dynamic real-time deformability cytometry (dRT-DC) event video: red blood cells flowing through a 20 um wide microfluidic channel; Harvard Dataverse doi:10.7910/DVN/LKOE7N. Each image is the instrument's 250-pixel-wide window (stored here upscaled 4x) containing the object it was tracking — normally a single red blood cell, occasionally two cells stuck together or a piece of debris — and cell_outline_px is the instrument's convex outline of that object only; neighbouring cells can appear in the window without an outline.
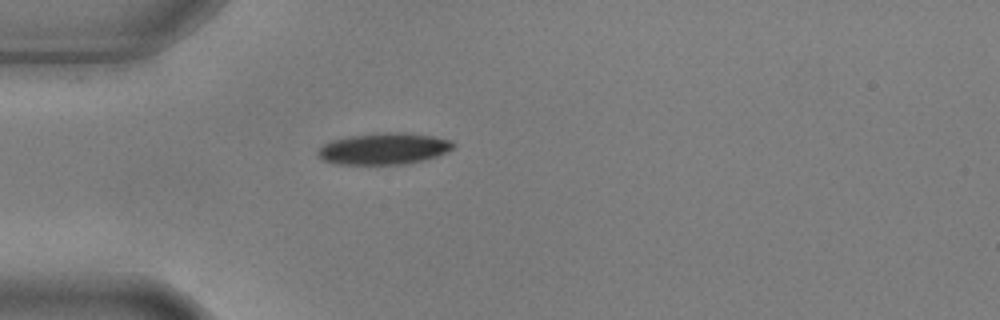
{"species": "common noctule bat (a hibernating species)", "species_latin": "Nyctalus noctula", "temperature_condition": "warm", "stored_images_in_passage": 1, "camera_frame_rate_fps": 3000, "um_per_image_px": 0.085, "animal": {"sex": "male", "body_mass_g": 17.9, "forearm_length_mm": 54.2}, "frame": {"image": 1, "passage_image": 1, "time_ms": 0.0, "image_size_px": [1000, 320], "cell_outline_px": [[456, 144], [448, 152], [440, 156], [424, 160], [404, 164], [336, 164], [324, 160], [316, 152], [324, 144], [332, 140], [352, 136], [376, 132], [404, 132], [432, 136], [452, 140]], "centroid_in_image_um": [32.69, 12.63], "position_along_channel_um": 52.3, "area_um2": 24.97}}